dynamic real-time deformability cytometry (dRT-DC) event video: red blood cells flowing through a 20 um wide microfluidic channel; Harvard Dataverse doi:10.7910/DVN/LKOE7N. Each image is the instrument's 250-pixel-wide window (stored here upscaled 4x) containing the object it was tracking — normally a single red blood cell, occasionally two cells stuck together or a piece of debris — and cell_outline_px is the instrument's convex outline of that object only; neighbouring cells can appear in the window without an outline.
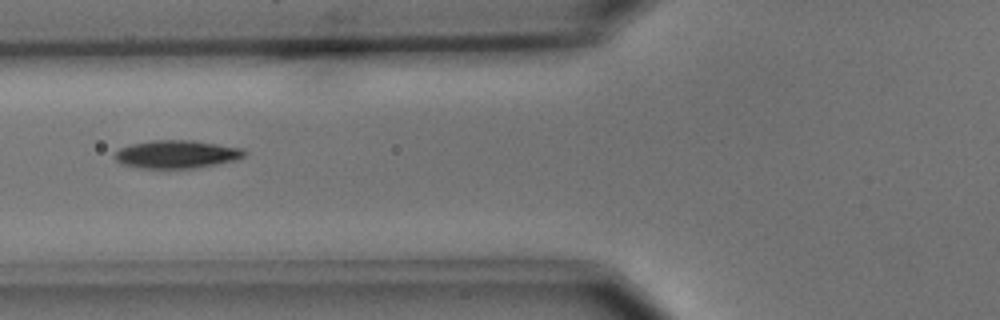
{"species": "common noctule bat (a hibernating species)", "species_latin": "Nyctalus noctula", "temperature_condition": "cold", "stored_images_in_passage": 9, "camera_frame_rate_fps": 3000, "um_per_image_px": 0.085, "animal": {"sex": "male", "body_mass_g": 15.6}, "frame": {"image": 1, "passage_image": 6, "time_ms": 7.0, "image_size_px": [1000, 320], "cell_outline_px": [[248, 152], [244, 156], [236, 160], [196, 168], [140, 168], [124, 164], [116, 160], [116, 152], [120, 148], [132, 144], [152, 140], [192, 140], [244, 148]], "centroid_in_image_um": [15.08, 13.11], "position_along_channel_um": 110.7, "area_um2": 21.1}}
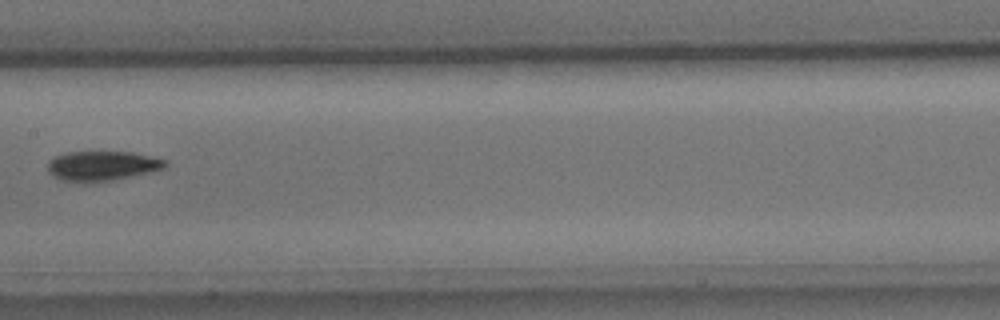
{"frame": {"image": 2, "passage_image": 8, "time_ms": 9.333, "image_size_px": [1000, 320], "cell_outline_px": [[168, 164], [164, 168], [148, 172], [112, 180], [64, 180], [52, 176], [48, 172], [48, 160], [52, 156], [64, 152], [132, 152], [168, 160]], "centroid_in_image_um": [8.67, 14.05], "position_along_channel_um": 198.7, "area_um2": 19.94}}
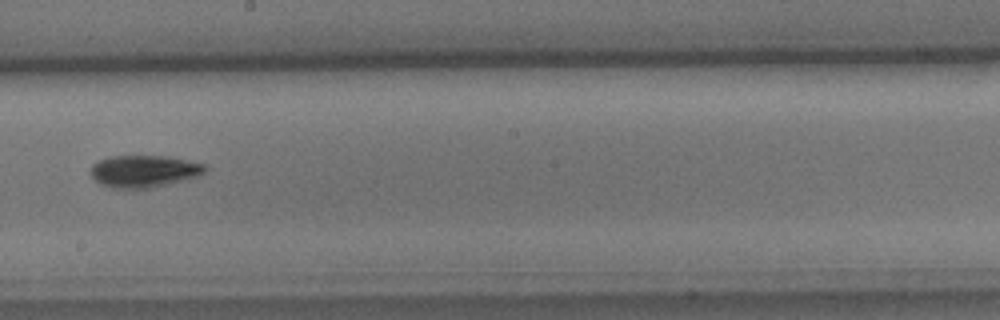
{"frame": {"image": 3, "passage_image": 9, "time_ms": 10.333, "image_size_px": [1000, 320], "cell_outline_px": [[208, 168], [204, 172], [196, 176], [168, 184], [148, 188], [112, 188], [100, 184], [88, 172], [92, 164], [108, 156], [164, 156], [208, 164]], "centroid_in_image_um": [12.21, 14.54], "position_along_channel_um": 236.0, "area_um2": 21.39}}